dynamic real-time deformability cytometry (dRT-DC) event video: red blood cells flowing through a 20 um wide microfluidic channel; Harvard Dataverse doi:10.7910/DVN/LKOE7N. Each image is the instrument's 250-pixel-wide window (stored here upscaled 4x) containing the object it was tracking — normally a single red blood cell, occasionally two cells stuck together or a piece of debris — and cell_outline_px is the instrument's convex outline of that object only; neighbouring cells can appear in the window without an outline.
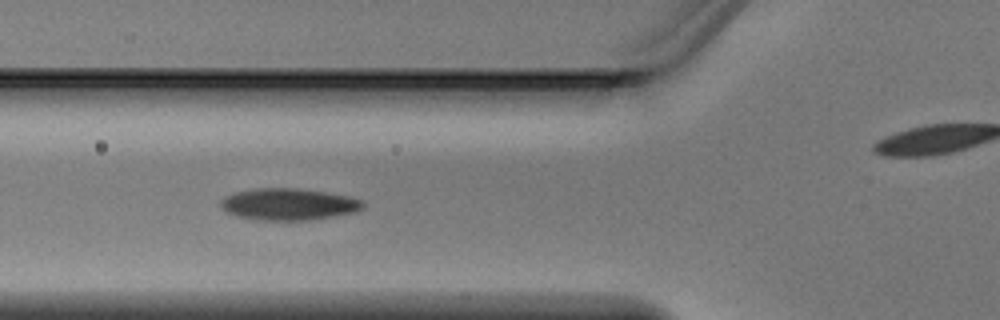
{"species": "Egyptian fruit bat (a non-hibernating species)", "species_latin": "Rousettus aegyptiacus", "temperature_condition": "warm", "stored_images_in_passage": 5, "camera_frame_rate_fps": 3000, "um_per_image_px": 0.085, "animal": {"sex": "male"}, "frame": {"image": 1, "passage_image": 4, "time_ms": 1.0, "image_size_px": [1000, 320], "cell_outline_px": [[364, 208], [356, 212], [308, 220], [256, 220], [236, 216], [228, 212], [220, 204], [220, 200], [236, 192], [256, 188], [296, 188], [324, 192], [348, 196], [364, 200]], "centroid_in_image_um": [24.56, 17.36], "position_along_channel_um": 101.2, "area_um2": 26.18}}